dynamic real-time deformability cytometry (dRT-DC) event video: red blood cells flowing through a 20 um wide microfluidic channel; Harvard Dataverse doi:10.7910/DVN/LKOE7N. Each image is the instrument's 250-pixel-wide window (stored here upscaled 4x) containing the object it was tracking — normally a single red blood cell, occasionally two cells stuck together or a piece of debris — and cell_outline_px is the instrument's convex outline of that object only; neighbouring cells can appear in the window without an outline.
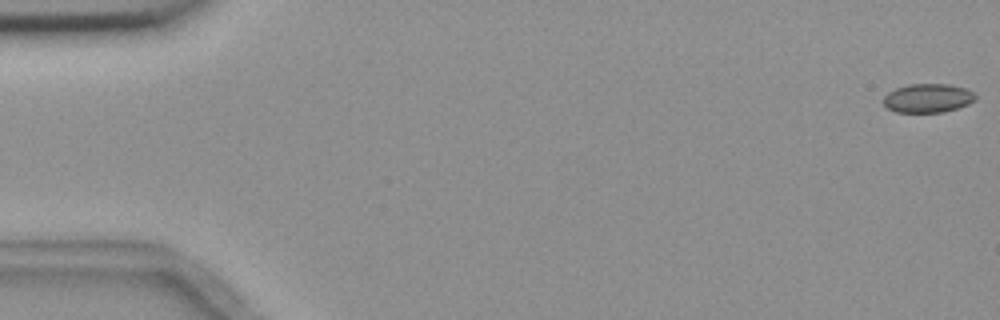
{"species": "common noctule bat (a hibernating species)", "species_latin": "Nyctalus noctula", "temperature_condition": "room temperature", "stored_images_in_passage": 6, "camera_frame_rate_fps": 3000, "um_per_image_px": 0.085, "animal": {"sex": "female", "body_mass_g": 18.4}, "frame": {"image": 1, "passage_image": 1, "time_ms": 0.0, "image_size_px": [1000, 320], "cell_outline_px": [[976, 100], [968, 104], [944, 112], [896, 112], [888, 108], [884, 104], [884, 96], [888, 92], [896, 88], [908, 84], [948, 84], [968, 88], [976, 92]], "centroid_in_image_um": [78.91, 8.33], "position_along_channel_um": 6.1, "area_um2": 15.61}}
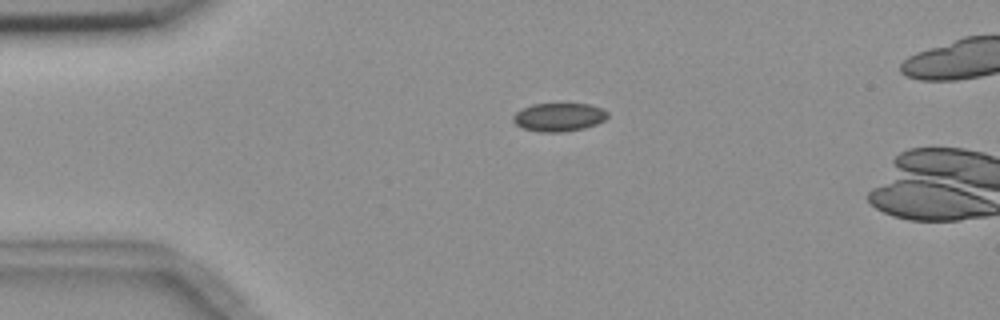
{"frame": {"image": 2, "passage_image": 4, "time_ms": 4.0, "image_size_px": [1000, 320], "cell_outline_px": [[608, 116], [604, 120], [596, 124], [584, 128], [564, 132], [540, 132], [524, 128], [516, 124], [512, 120], [512, 116], [516, 112], [532, 104], [592, 104], [604, 108], [608, 112]], "centroid_in_image_um": [47.53, 9.95], "position_along_channel_um": 37.5, "area_um2": 15.66}}